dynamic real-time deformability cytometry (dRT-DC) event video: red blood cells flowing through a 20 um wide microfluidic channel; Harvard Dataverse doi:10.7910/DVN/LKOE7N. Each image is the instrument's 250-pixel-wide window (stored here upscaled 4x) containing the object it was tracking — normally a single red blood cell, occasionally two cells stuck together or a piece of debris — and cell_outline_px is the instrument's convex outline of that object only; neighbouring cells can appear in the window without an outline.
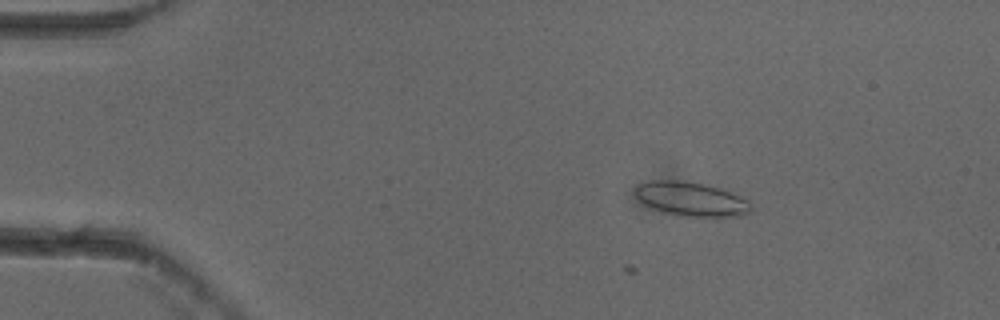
{"species": "common noctule bat (a hibernating species)", "species_latin": "Nyctalus noctula", "temperature_condition": "cold", "stored_images_in_passage": 11, "camera_frame_rate_fps": 3000, "um_per_image_px": 0.085, "animal": {"sex": "female"}, "frame": {"image": 1, "passage_image": 9, "time_ms": 2.667, "image_size_px": [1000, 320], "cell_outline_px": [[752, 208], [748, 212], [736, 216], [684, 216], [652, 208], [640, 200], [636, 196], [636, 184], [648, 180], [676, 180], [704, 184], [720, 188], [748, 200], [752, 204]], "centroid_in_image_um": [58.73, 16.9], "position_along_channel_um": 26.3, "area_um2": 22.6}}